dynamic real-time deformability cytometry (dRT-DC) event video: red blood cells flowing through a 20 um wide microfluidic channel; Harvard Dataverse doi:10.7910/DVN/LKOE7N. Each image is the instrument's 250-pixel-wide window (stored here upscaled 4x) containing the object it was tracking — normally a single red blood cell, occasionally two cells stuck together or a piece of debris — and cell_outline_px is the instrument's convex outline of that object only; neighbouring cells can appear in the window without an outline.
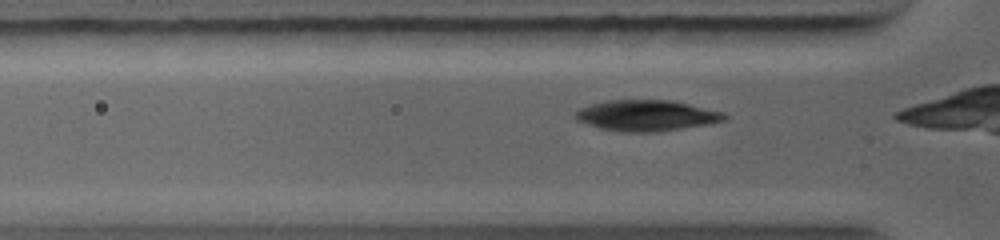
{"species": "common noctule bat (a hibernating species)", "species_latin": "Nyctalus noctula", "temperature_condition": "warm", "stored_images_in_passage": 33, "camera_frame_rate_fps": 5000, "um_per_image_px": 0.085, "animal": {"sex": "female", "body_mass_g": 19.0, "forearm_length_mm": 56.7}, "frame": {"image": 1, "passage_image": 3, "time_ms": 0.4, "image_size_px": [1000, 240], "cell_outline_px": [[728, 120], [712, 124], [656, 132], [620, 132], [600, 128], [576, 120], [576, 112], [580, 108], [592, 104], [608, 100], [672, 100], [720, 112], [728, 116]], "centroid_in_image_um": [54.98, 9.83], "position_along_channel_um": 70.8, "area_um2": 26.76}}
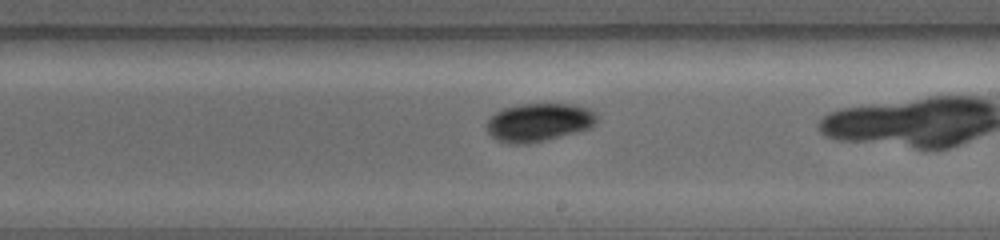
{"frame": {"image": 2, "passage_image": 18, "time_ms": 4.0, "image_size_px": [1000, 240], "cell_outline_px": [[600, 120], [592, 128], [528, 144], [508, 144], [496, 140], [488, 132], [488, 120], [496, 112], [504, 108], [520, 104], [572, 104], [588, 108], [596, 112]], "centroid_in_image_um": [45.85, 10.4], "position_along_channel_um": 243.1, "area_um2": 24.68}}
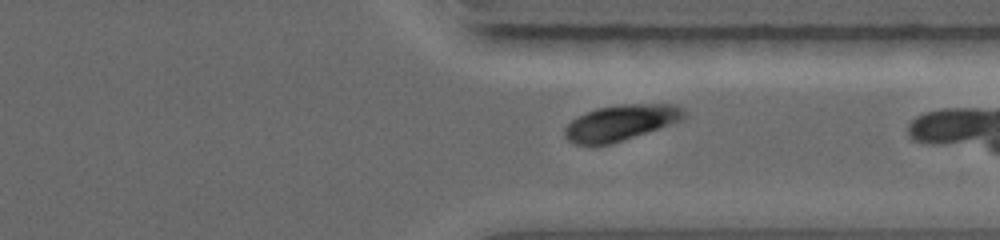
{"frame": {"image": 3, "passage_image": 28, "time_ms": 6.4, "image_size_px": [1000, 240], "cell_outline_px": [[684, 116], [680, 120], [608, 144], [576, 144], [568, 140], [564, 136], [564, 128], [572, 120], [596, 108], [620, 104], [672, 104], [684, 108]], "centroid_in_image_um": [52.72, 10.4], "position_along_channel_um": 358.7, "area_um2": 23.99}}